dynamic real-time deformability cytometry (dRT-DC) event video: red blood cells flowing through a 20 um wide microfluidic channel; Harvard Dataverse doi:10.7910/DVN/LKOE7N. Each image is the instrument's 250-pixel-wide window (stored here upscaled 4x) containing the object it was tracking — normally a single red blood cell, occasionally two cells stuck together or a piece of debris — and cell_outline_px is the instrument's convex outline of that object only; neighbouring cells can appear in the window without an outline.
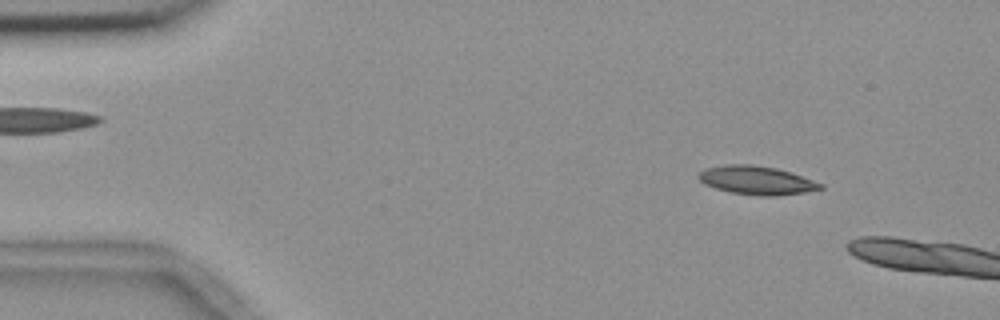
{"species": "common noctule bat (a hibernating species)", "species_latin": "Nyctalus noctula", "temperature_condition": "room temperature", "stored_images_in_passage": 5, "camera_frame_rate_fps": 3000, "um_per_image_px": 0.085, "animal": {"sex": "female", "body_mass_g": 18.4}, "frame": {"image": 1, "passage_image": 2, "time_ms": 0.333, "image_size_px": [1000, 320], "cell_outline_px": [[824, 188], [804, 192], [776, 196], [760, 196], [732, 192], [716, 188], [704, 184], [696, 176], [700, 172], [708, 168], [724, 164], [752, 164], [776, 168], [792, 172], [824, 184]], "centroid_in_image_um": [64.33, 15.32], "position_along_channel_um": 20.7, "area_um2": 20.29}}